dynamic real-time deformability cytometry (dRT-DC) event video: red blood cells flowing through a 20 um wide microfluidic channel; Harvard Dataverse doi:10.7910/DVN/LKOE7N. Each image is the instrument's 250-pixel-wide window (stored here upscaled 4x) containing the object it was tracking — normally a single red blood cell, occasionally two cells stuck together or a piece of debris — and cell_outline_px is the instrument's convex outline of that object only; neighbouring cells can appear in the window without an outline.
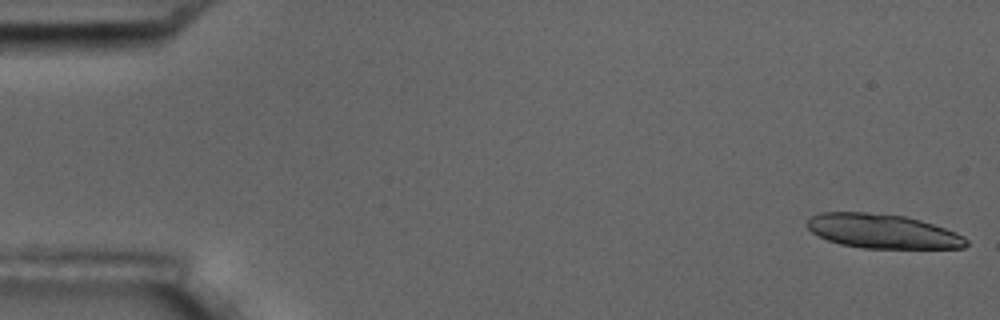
{"species": "common noctule bat (a hibernating species)", "species_latin": "Nyctalus noctula", "temperature_condition": "room temperature", "stored_images_in_passage": 5, "camera_frame_rate_fps": 3000, "um_per_image_px": 0.085, "animal": {"sex": "male", "body_mass_g": 17.5, "forearm_length_mm": 52.3}, "frame": {"image": 1, "passage_image": 1, "time_ms": 0.0, "image_size_px": [1000, 320], "cell_outline_px": [[968, 244], [964, 248], [864, 248], [840, 244], [828, 240], [812, 232], [808, 228], [808, 220], [812, 216], [820, 212], [864, 212], [904, 216], [920, 220], [956, 232], [964, 236], [968, 240]], "centroid_in_image_um": [75.04, 19.66], "position_along_channel_um": 10.0, "area_um2": 31.56}}